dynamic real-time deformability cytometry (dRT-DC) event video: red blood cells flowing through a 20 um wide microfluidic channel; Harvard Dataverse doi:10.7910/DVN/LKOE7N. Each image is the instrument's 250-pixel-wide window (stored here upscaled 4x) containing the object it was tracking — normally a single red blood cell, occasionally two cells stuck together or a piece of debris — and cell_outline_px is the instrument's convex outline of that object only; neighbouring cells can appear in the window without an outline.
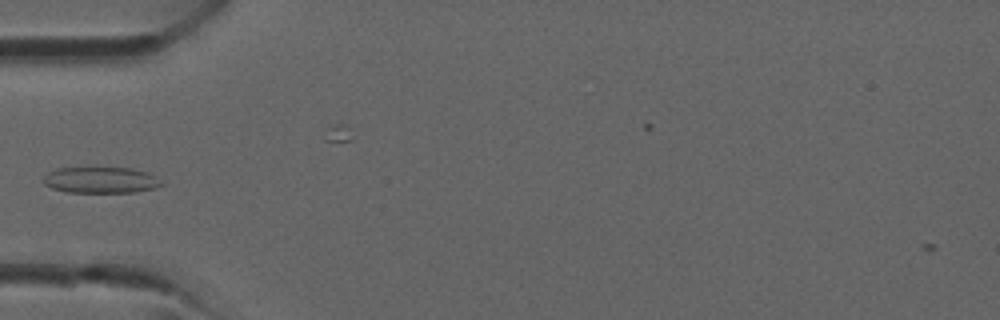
{"species": "common noctule bat (a hibernating species)", "species_latin": "Nyctalus noctula", "temperature_condition": "room temperature", "stored_images_in_passage": 28, "camera_frame_rate_fps": 3000, "um_per_image_px": 0.085, "animal": {"sex": "male", "forearm_length_mm": 52.5}, "frame": {"image": 1, "passage_image": 2, "time_ms": 0.333, "image_size_px": [1000, 320], "cell_outline_px": [[164, 184], [152, 188], [136, 192], [68, 192], [52, 188], [44, 184], [44, 176], [48, 172], [56, 168], [132, 168], [148, 172], [164, 180]], "centroid_in_image_um": [8.6, 15.3], "position_along_channel_um": 76.4, "area_um2": 18.03}}
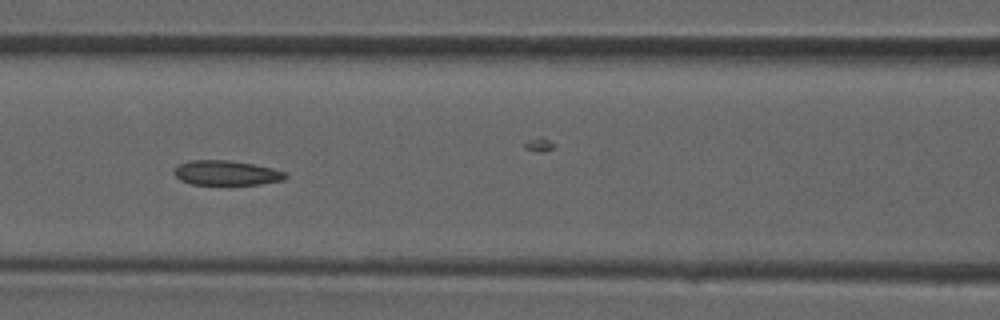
{"frame": {"image": 2, "passage_image": 6, "time_ms": 1.667, "image_size_px": [1000, 320], "cell_outline_px": [[288, 176], [284, 180], [260, 184], [192, 184], [180, 180], [172, 172], [180, 164], [192, 160], [228, 160], [252, 164], [272, 168], [288, 172]], "centroid_in_image_um": [19.28, 14.7], "position_along_channel_um": 147.3, "area_um2": 15.95}}
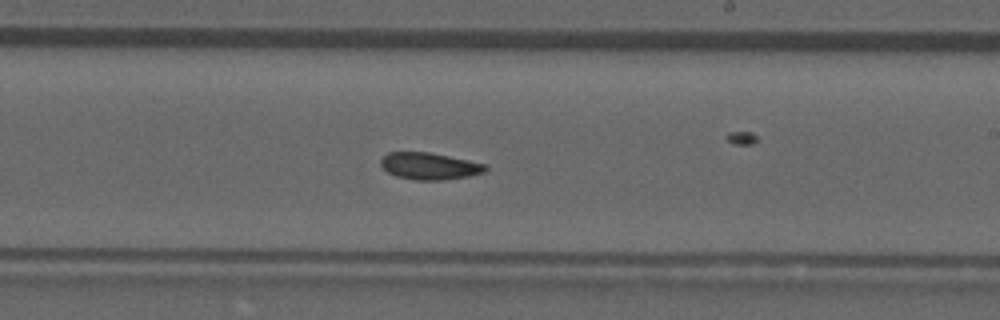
{"frame": {"image": 3, "passage_image": 12, "time_ms": 3.667, "image_size_px": [1000, 320], "cell_outline_px": [[488, 168], [484, 172], [468, 176], [444, 180], [416, 180], [396, 176], [388, 172], [380, 164], [380, 160], [388, 152], [428, 152], [468, 160], [484, 164]], "centroid_in_image_um": [36.49, 14.12], "position_along_channel_um": 252.5, "area_um2": 16.24}}